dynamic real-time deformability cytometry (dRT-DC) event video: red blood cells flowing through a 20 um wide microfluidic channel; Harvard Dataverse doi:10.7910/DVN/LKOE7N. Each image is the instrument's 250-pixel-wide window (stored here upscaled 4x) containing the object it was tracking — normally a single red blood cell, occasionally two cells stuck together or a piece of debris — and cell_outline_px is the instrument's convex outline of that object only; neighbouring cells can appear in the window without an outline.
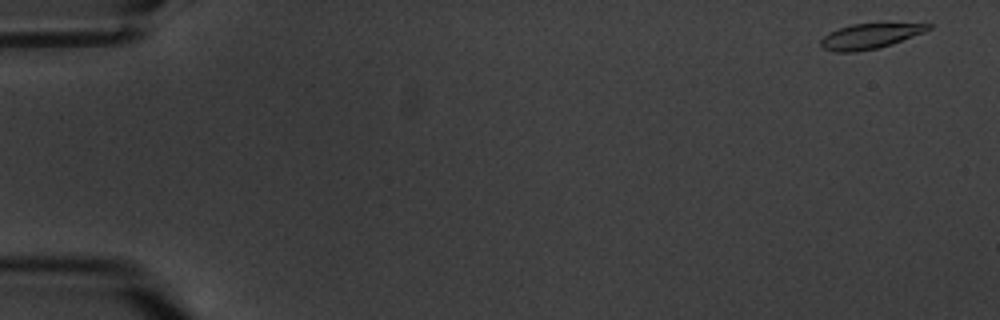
{"species": "common noctule bat (a hibernating species)", "species_latin": "Nyctalus noctula", "temperature_condition": "warm", "stored_images_in_passage": 4, "camera_frame_rate_fps": 3000, "um_per_image_px": 0.085, "animal": {"sex": "male", "body_mass_g": 20.1, "forearm_length_mm": 53.5}, "frame": {"image": 1, "passage_image": 1, "time_ms": 0.0, "image_size_px": [1000, 320], "cell_outline_px": [[932, 28], [924, 32], [892, 44], [880, 48], [856, 52], [836, 52], [824, 48], [820, 44], [820, 40], [824, 36], [840, 28], [852, 24], [932, 24]], "centroid_in_image_um": [73.94, 3.09], "position_along_channel_um": 11.1, "area_um2": 15.43}}